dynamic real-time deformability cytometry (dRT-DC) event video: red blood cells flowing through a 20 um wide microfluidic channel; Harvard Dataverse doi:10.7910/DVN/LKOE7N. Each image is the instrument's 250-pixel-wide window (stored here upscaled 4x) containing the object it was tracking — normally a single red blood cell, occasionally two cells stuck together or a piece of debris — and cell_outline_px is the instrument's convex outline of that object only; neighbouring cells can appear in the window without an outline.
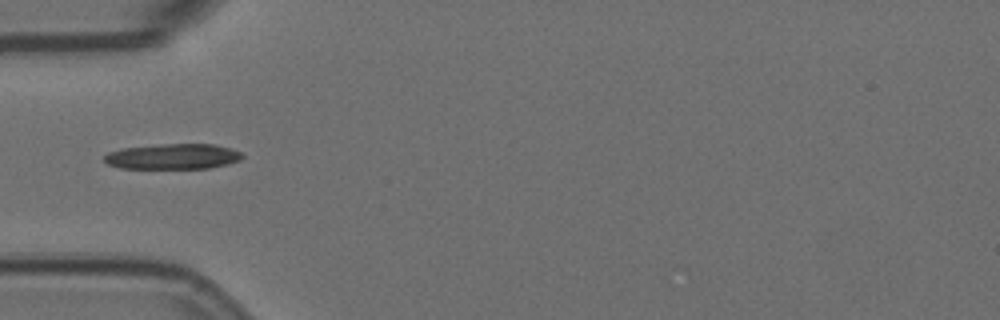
{"species": "Egyptian fruit bat (a non-hibernating species)", "species_latin": "Rousettus aegyptiacus", "temperature_condition": "room temperature", "stored_images_in_passage": 7, "camera_frame_rate_fps": 3000, "um_per_image_px": 0.085, "animal": {"sex": "female"}, "frame": {"image": 1, "passage_image": 5, "time_ms": 1.333, "image_size_px": [1000, 320], "cell_outline_px": [[244, 156], [240, 160], [228, 164], [208, 168], [120, 168], [108, 164], [104, 160], [104, 156], [108, 152], [120, 148], [160, 144], [216, 144], [232, 148], [240, 152]], "centroid_in_image_um": [14.7, 13.29], "position_along_channel_um": 70.3, "area_um2": 20.58}}
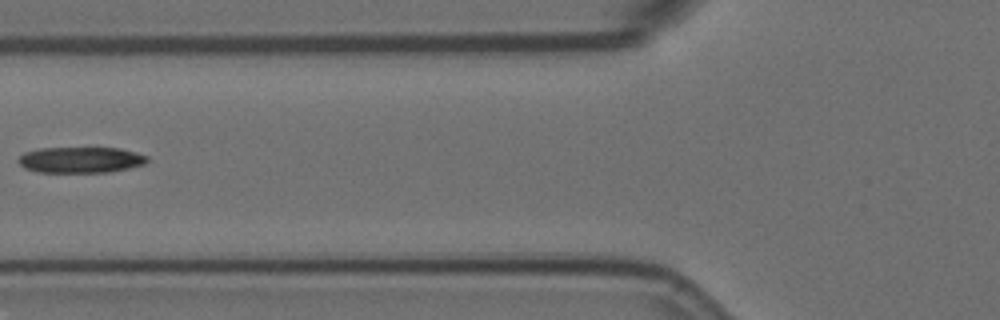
{"frame": {"image": 2, "passage_image": 6, "time_ms": 1.667, "image_size_px": [1000, 320], "cell_outline_px": [[148, 160], [144, 164], [128, 168], [108, 172], [36, 172], [24, 168], [16, 160], [24, 152], [40, 148], [120, 148], [136, 152], [148, 156]], "centroid_in_image_um": [6.83, 13.58], "position_along_channel_um": 119.0, "area_um2": 19.54}}
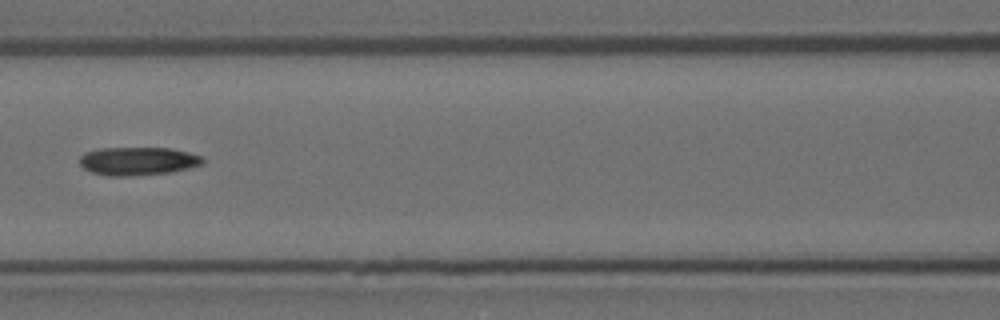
{"frame": {"image": 3, "passage_image": 7, "time_ms": 2.0, "image_size_px": [1000, 320], "cell_outline_px": [[204, 164], [172, 172], [132, 176], [108, 176], [92, 172], [84, 168], [80, 164], [80, 156], [84, 152], [100, 148], [168, 148], [188, 152], [204, 156]], "centroid_in_image_um": [11.74, 13.69], "position_along_channel_um": 154.9, "area_um2": 20.4}}